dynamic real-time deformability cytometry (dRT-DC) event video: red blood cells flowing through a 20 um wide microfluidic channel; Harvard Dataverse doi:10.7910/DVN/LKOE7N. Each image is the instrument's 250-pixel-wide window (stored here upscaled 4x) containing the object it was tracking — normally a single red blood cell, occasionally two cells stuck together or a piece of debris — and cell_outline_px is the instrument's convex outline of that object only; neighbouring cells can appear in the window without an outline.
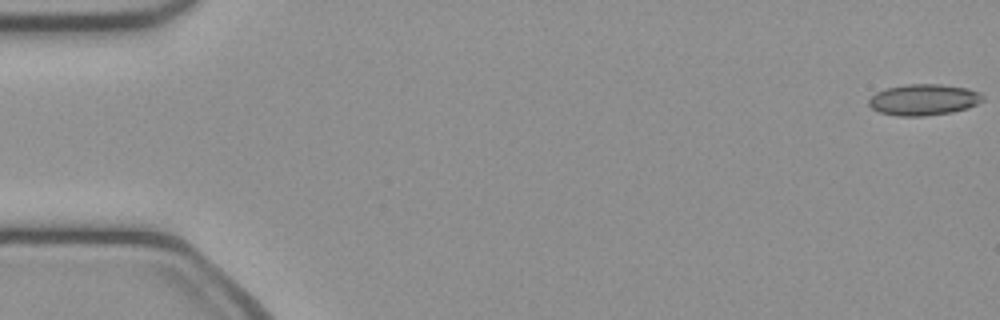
{"species": "common noctule bat (a hibernating species)", "species_latin": "Nyctalus noctula", "temperature_condition": "cold", "stored_images_in_passage": 14, "camera_frame_rate_fps": 3000, "um_per_image_px": 0.085, "animal": {"sex": "female", "body_mass_g": 21.9}, "frame": {"image": 1, "passage_image": 1, "time_ms": 0.0, "image_size_px": [1000, 320], "cell_outline_px": [[984, 100], [968, 108], [952, 112], [924, 116], [896, 116], [880, 112], [872, 108], [868, 104], [868, 100], [876, 92], [884, 88], [904, 84], [940, 84], [968, 88], [980, 92], [984, 96]], "centroid_in_image_um": [78.51, 8.47], "position_along_channel_um": 6.5, "area_um2": 20.92}}
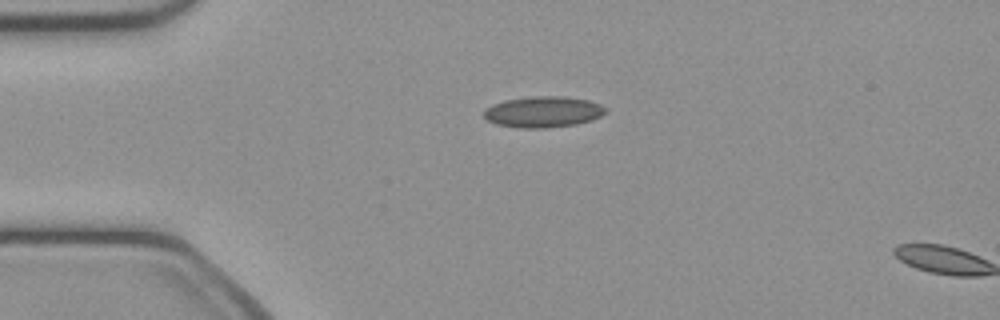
{"frame": {"image": 2, "passage_image": 12, "time_ms": 3.667, "image_size_px": [1000, 320], "cell_outline_px": [[608, 112], [592, 120], [576, 124], [548, 128], [520, 128], [496, 124], [488, 120], [484, 116], [484, 108], [492, 104], [504, 100], [528, 96], [564, 96], [588, 100], [600, 104], [608, 108]], "centroid_in_image_um": [46.18, 9.5], "position_along_channel_um": 38.8, "area_um2": 22.31}}